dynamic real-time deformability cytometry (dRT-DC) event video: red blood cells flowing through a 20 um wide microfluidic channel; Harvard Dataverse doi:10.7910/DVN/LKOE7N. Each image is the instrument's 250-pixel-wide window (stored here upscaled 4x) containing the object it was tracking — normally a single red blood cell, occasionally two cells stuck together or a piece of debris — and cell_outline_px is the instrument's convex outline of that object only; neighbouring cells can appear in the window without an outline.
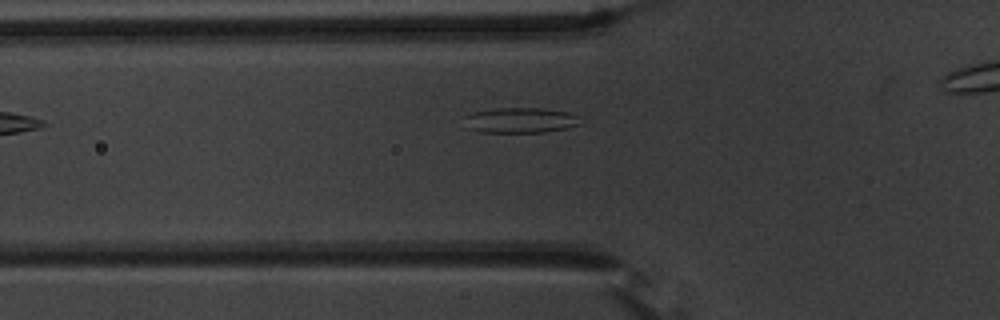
{"species": "common noctule bat (a hibernating species)", "species_latin": "Nyctalus noctula", "temperature_condition": "warm", "stored_images_in_passage": 4, "camera_frame_rate_fps": 3000, "um_per_image_px": 0.085, "animal": {"sex": "male", "body_mass_g": 20.1, "forearm_length_mm": 53.5}, "frame": {"image": 1, "passage_image": 4, "time_ms": 3.333, "image_size_px": [1000, 320], "cell_outline_px": [[584, 124], [568, 128], [544, 132], [476, 132], [464, 128], [460, 116], [472, 112], [496, 108], [540, 108], [568, 112], [580, 116]], "centroid_in_image_um": [44.16, 10.23], "position_along_channel_um": 81.6, "area_um2": 17.86}}